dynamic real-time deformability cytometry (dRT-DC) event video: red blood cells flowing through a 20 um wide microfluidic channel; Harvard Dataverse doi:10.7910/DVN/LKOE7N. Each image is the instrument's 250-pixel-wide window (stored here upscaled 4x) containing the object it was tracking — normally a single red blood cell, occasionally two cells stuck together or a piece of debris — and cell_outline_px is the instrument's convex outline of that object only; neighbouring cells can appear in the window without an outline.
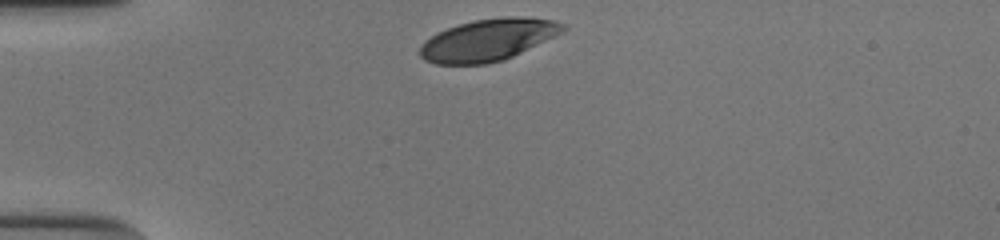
{"species": "human", "species_latin": "Homo sapiens", "temperature_condition": "cold", "stored_images_in_passage": 31, "camera_frame_rate_fps": 3000, "um_per_image_px": 0.085, "donor": {"sex": "male"}, "frame": {"image": 1, "passage_image": 1, "time_ms": 0.0, "image_size_px": [1000, 240], "cell_outline_px": [[568, 28], [504, 60], [488, 64], [436, 64], [424, 60], [420, 56], [420, 48], [424, 40], [436, 32], [460, 24], [476, 20], [504, 16], [524, 16], [556, 20], [568, 24]], "centroid_in_image_um": [41.47, 3.38], "position_along_channel_um": 43.5, "area_um2": 34.8}}
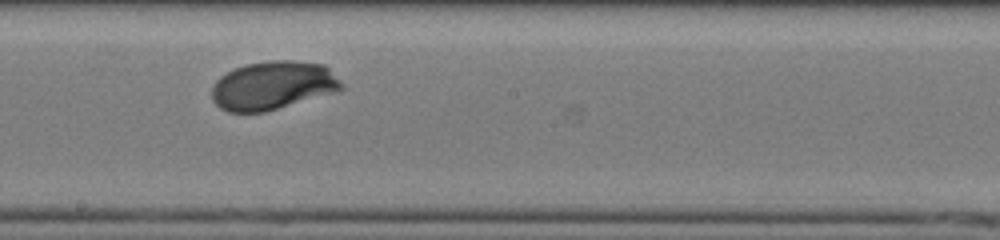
{"frame": {"image": 2, "passage_image": 18, "time_ms": 5.667, "image_size_px": [1000, 240], "cell_outline_px": [[344, 88], [340, 92], [264, 112], [228, 112], [220, 108], [212, 100], [212, 84], [220, 76], [236, 68], [248, 64], [268, 60], [292, 60], [324, 64], [344, 84]], "centroid_in_image_um": [23.23, 7.27], "position_along_channel_um": 225.0, "area_um2": 37.05}}
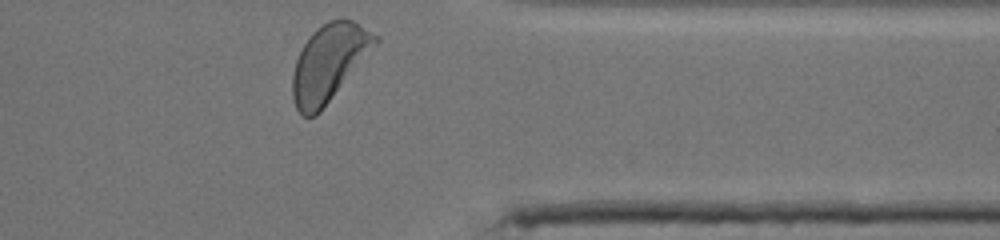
{"frame": {"image": 3, "passage_image": 31, "time_ms": 10.0, "image_size_px": [1000, 240], "cell_outline_px": [[380, 40], [320, 112], [316, 116], [300, 116], [296, 108], [292, 96], [292, 76], [296, 60], [308, 36], [316, 28], [328, 20], [352, 20], [380, 36]], "centroid_in_image_um": [27.94, 5.34], "position_along_channel_um": 383.5, "area_um2": 36.65}, "authors_computed_cell_mechanics": {"area_um2": 36.2406, "velocity_mm_per_s": 3.8048, "shape_relaxation_time_tau1_ms": 2.3929, "shape_relaxation_time_tau2_ms": null, "deformation_change_tau1": 0.1412, "deformation_change_tau2": null}}